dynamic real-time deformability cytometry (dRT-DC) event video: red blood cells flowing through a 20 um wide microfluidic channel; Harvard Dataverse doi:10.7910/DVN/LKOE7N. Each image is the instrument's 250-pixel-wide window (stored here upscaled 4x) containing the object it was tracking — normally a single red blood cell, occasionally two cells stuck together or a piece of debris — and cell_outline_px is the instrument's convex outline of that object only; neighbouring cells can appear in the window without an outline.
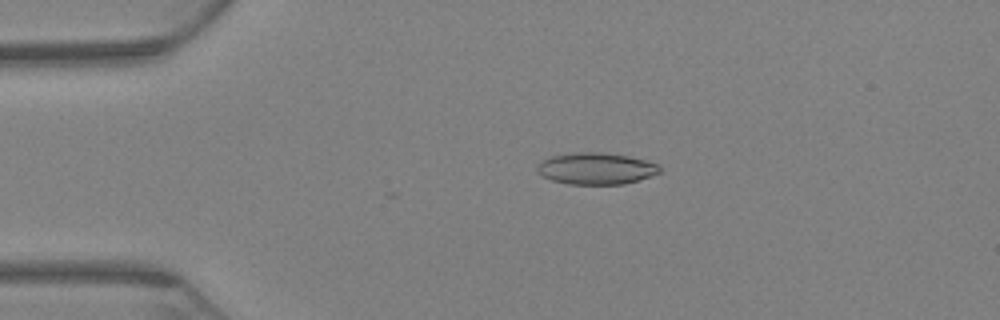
{"species": "Egyptian fruit bat (a non-hibernating species)", "species_latin": "Rousettus aegyptiacus", "temperature_condition": "warm", "stored_images_in_passage": 52, "camera_frame_rate_fps": 3000, "um_per_image_px": 0.085, "animal": {"sex": "female"}, "frame": {"image": 1, "passage_image": 15, "time_ms": 4.667, "image_size_px": [1000, 320], "cell_outline_px": [[660, 172], [624, 184], [568, 184], [552, 180], [536, 172], [536, 168], [544, 160], [552, 156], [572, 152], [604, 152], [628, 156], [644, 160], [656, 164], [660, 168]], "centroid_in_image_um": [50.63, 14.32], "position_along_channel_um": 34.4, "area_um2": 22.31}}
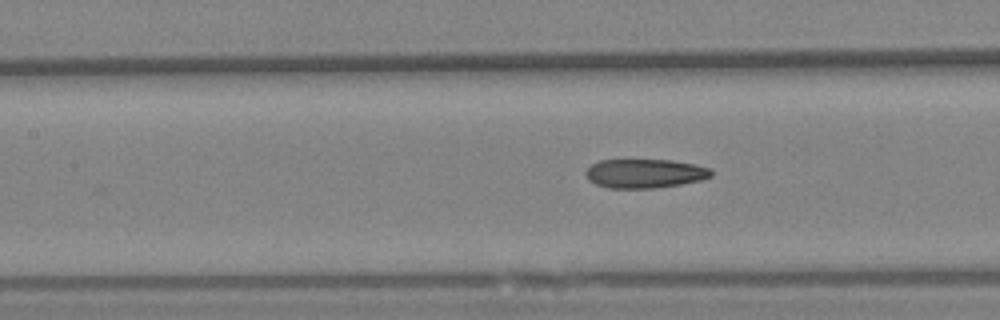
{"frame": {"image": 2, "passage_image": 31, "time_ms": 10.0, "image_size_px": [1000, 320], "cell_outline_px": [[712, 176], [700, 180], [680, 184], [652, 188], [608, 188], [596, 184], [588, 180], [584, 172], [592, 164], [600, 160], [672, 160], [696, 164], [712, 168]], "centroid_in_image_um": [54.81, 14.74], "position_along_channel_um": 152.6, "area_um2": 21.27}}
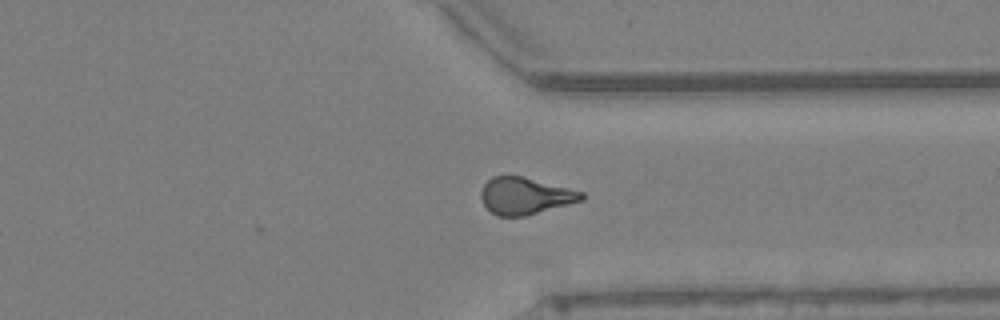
{"frame": {"image": 3, "passage_image": 52, "time_ms": 17.0, "image_size_px": [1000, 320], "cell_outline_px": [[584, 200], [524, 216], [496, 216], [484, 204], [480, 196], [480, 192], [484, 184], [492, 176], [524, 176], [584, 192]], "centroid_in_image_um": [44.64, 16.64], "position_along_channel_um": 366.8, "area_um2": 21.56}, "authors_computed_cell_mechanics": {"area_um2": 22.3108, "velocity_mm_per_s": 3.067, "shape_relaxation_time_tau1_ms": null, "shape_relaxation_time_tau2_ms": 3.9944, "deformation_change_tau1": null, "deformation_change_tau2": 0.1179}}